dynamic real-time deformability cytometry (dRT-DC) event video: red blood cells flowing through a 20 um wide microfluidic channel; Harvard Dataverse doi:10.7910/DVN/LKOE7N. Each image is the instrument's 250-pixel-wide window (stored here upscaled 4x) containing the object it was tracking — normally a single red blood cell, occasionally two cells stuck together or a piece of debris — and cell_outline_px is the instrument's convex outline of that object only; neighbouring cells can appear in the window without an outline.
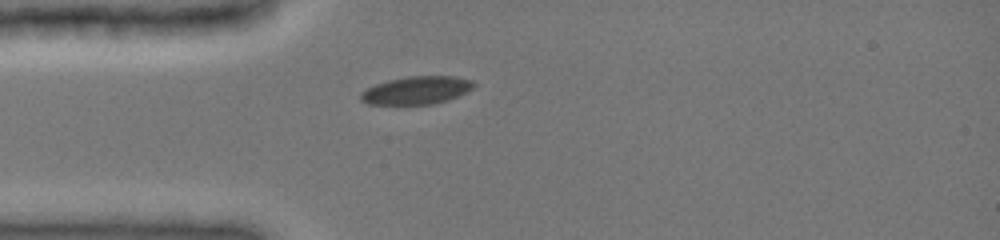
{"species": "common noctule bat (a hibernating species)", "species_latin": "Nyctalus noctula", "temperature_condition": "cold", "stored_images_in_passage": 34, "camera_frame_rate_fps": 3000, "um_per_image_px": 0.085, "animal": {"sex": "female", "body_mass_g": 19.0, "forearm_length_mm": 51.5}, "frame": {"image": 1, "passage_image": 1, "time_ms": 0.0, "image_size_px": [1000, 240], "cell_outline_px": [[476, 84], [472, 88], [448, 100], [432, 104], [368, 104], [360, 100], [360, 92], [376, 84], [388, 80], [408, 76], [452, 76], [472, 80]], "centroid_in_image_um": [35.38, 7.67], "position_along_channel_um": 49.6, "area_um2": 18.21}}
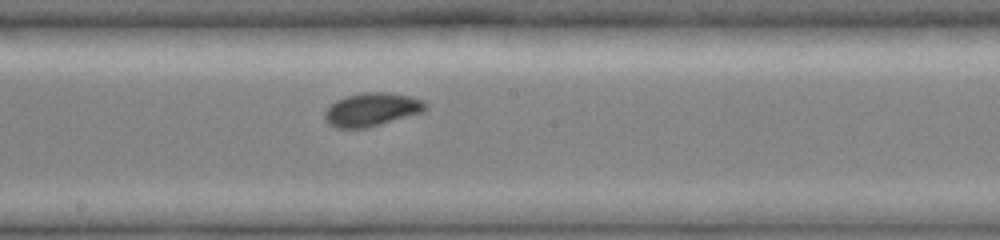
{"frame": {"image": 2, "passage_image": 15, "time_ms": 4.333, "image_size_px": [1000, 240], "cell_outline_px": [[428, 108], [424, 112], [380, 124], [364, 128], [336, 128], [328, 124], [324, 120], [324, 112], [336, 100], [344, 96], [364, 92], [388, 92], [412, 96], [424, 100], [428, 104]], "centroid_in_image_um": [31.63, 9.3], "position_along_channel_um": 216.6, "area_um2": 19.83}}
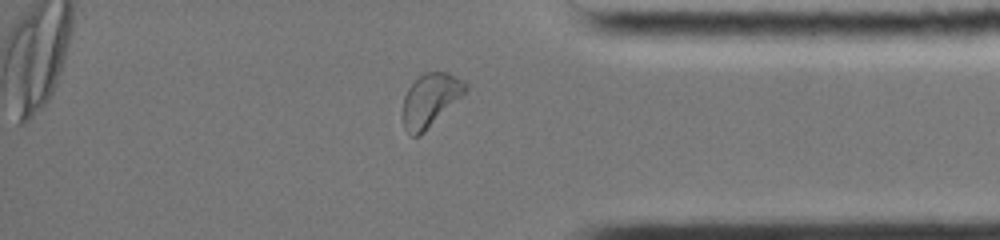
{"frame": {"image": 3, "passage_image": 30, "time_ms": 9.0, "image_size_px": [1000, 240], "cell_outline_px": [[468, 88], [420, 136], [412, 136], [404, 128], [400, 116], [404, 96], [408, 88], [424, 72], [448, 72], [464, 80], [468, 84]], "centroid_in_image_um": [36.52, 8.5], "position_along_channel_um": 398.7, "area_um2": 19.25}, "authors_computed_cell_mechanics": {"area_um2": 18.8717, "velocity_mm_per_s": 4.0102, "shape_relaxation_time_tau1_ms": 2.1244, "shape_relaxation_time_tau2_ms": 3.1112, "deformation_change_tau1": 0.0741, "deformation_change_tau2": 0.0628}}